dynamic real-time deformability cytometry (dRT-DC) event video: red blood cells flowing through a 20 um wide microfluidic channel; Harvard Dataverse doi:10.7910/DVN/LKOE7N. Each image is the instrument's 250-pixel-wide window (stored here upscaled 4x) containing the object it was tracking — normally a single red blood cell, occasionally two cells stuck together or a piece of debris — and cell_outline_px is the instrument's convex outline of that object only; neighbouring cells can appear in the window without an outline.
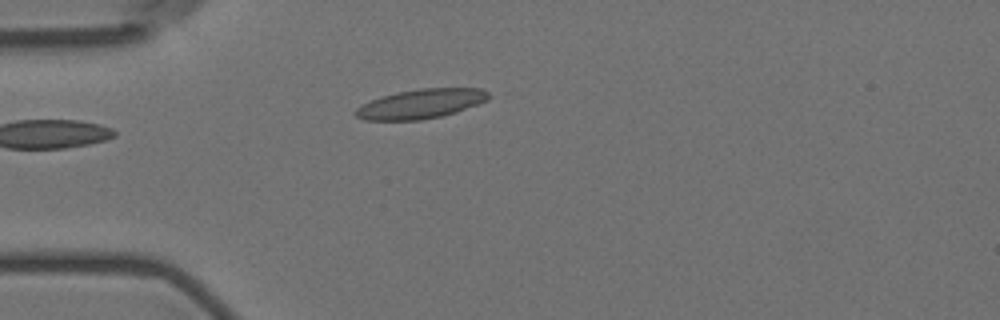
{"species": "Egyptian fruit bat (a non-hibernating species)", "species_latin": "Rousettus aegyptiacus", "temperature_condition": "room temperature", "stored_images_in_passage": 4, "camera_frame_rate_fps": 3000, "um_per_image_px": 0.085, "animal": {"sex": "female"}, "frame": {"image": 1, "passage_image": 4, "time_ms": 4.333, "image_size_px": [1000, 320], "cell_outline_px": [[488, 100], [456, 112], [444, 116], [420, 120], [364, 120], [356, 116], [352, 112], [356, 108], [372, 100], [396, 92], [420, 88], [480, 88], [488, 92]], "centroid_in_image_um": [35.77, 8.83], "position_along_channel_um": 49.2, "area_um2": 22.72}}